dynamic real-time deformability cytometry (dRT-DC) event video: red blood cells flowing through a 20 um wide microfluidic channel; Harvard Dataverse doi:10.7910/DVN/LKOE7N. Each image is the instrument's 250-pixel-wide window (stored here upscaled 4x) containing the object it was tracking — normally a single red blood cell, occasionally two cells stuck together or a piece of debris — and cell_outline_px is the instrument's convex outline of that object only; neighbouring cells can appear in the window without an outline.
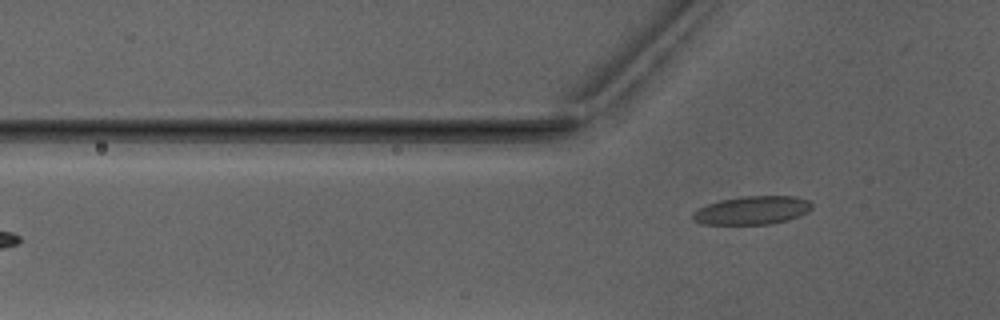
{"species": "Egyptian fruit bat (a non-hibernating species)", "species_latin": "Rousettus aegyptiacus", "temperature_condition": "warm", "stored_images_in_passage": 6, "camera_frame_rate_fps": 3000, "um_per_image_px": 0.085, "animal": {"sex": "male"}, "frame": {"image": 1, "passage_image": 6, "time_ms": 6.0, "image_size_px": [1000, 320], "cell_outline_px": [[812, 208], [808, 212], [800, 216], [788, 220], [768, 224], [704, 224], [692, 220], [692, 212], [708, 204], [720, 200], [744, 196], [796, 196], [808, 200], [812, 204]], "centroid_in_image_um": [63.95, 17.87], "position_along_channel_um": 61.8, "area_um2": 19.71}}